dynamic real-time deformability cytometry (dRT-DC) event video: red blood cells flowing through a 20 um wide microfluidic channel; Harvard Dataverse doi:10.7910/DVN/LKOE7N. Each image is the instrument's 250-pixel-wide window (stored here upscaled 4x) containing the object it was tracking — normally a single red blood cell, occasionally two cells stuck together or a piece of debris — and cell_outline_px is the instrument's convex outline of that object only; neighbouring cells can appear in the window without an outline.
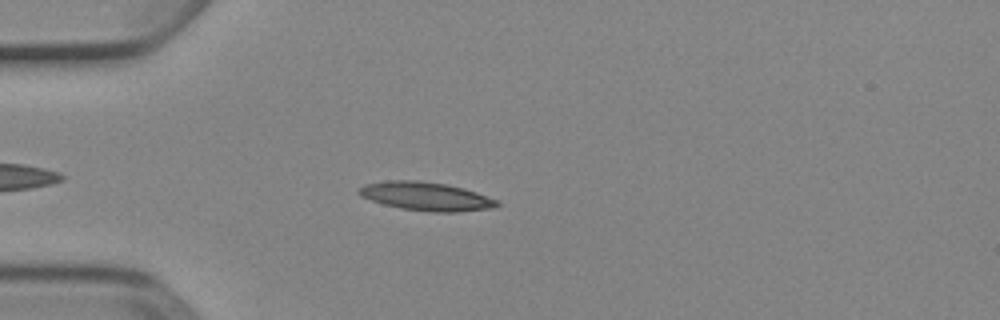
{"species": "Egyptian fruit bat (a non-hibernating species)", "species_latin": "Rousettus aegyptiacus", "temperature_condition": "cold", "stored_images_in_passage": 5, "camera_frame_rate_fps": 3000, "um_per_image_px": 0.085, "animal": {"sex": "female"}, "frame": {"image": 1, "passage_image": 4, "time_ms": 1.0, "image_size_px": [1000, 320], "cell_outline_px": [[500, 204], [496, 208], [456, 212], [432, 212], [400, 208], [384, 204], [360, 196], [356, 192], [356, 188], [364, 184], [384, 180], [420, 180], [448, 184], [464, 188], [500, 200]], "centroid_in_image_um": [36.22, 16.68], "position_along_channel_um": 48.8, "area_um2": 23.41}}